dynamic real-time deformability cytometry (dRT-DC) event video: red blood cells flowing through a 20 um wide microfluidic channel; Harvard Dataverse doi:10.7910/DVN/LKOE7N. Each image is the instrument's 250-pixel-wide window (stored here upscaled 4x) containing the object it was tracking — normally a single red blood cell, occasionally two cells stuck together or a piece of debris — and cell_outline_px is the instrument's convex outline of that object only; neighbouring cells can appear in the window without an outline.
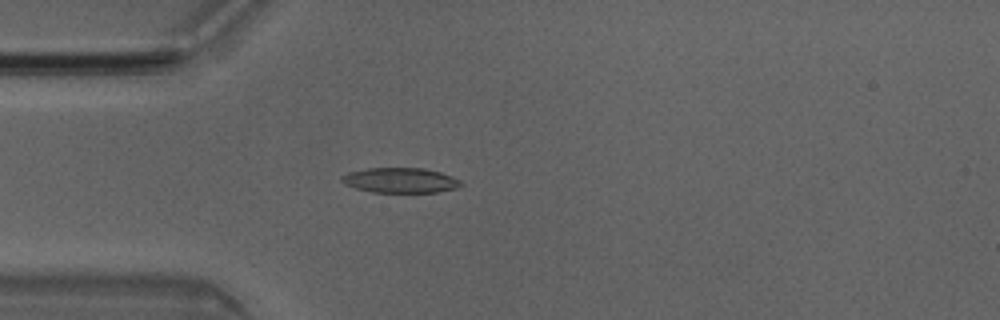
{"species": "Egyptian fruit bat (a non-hibernating species)", "species_latin": "Rousettus aegyptiacus", "temperature_condition": "room temperature", "stored_images_in_passage": 3, "camera_frame_rate_fps": 3000, "um_per_image_px": 0.085, "animal": {"sex": "male"}, "frame": {"image": 1, "passage_image": 3, "time_ms": 0.667, "image_size_px": [1000, 320], "cell_outline_px": [[464, 184], [456, 188], [436, 192], [372, 192], [356, 188], [344, 184], [340, 180], [340, 176], [348, 172], [368, 168], [424, 168], [440, 172], [452, 176], [460, 180]], "centroid_in_image_um": [34.01, 15.32], "position_along_channel_um": 51.0, "area_um2": 17.46}}